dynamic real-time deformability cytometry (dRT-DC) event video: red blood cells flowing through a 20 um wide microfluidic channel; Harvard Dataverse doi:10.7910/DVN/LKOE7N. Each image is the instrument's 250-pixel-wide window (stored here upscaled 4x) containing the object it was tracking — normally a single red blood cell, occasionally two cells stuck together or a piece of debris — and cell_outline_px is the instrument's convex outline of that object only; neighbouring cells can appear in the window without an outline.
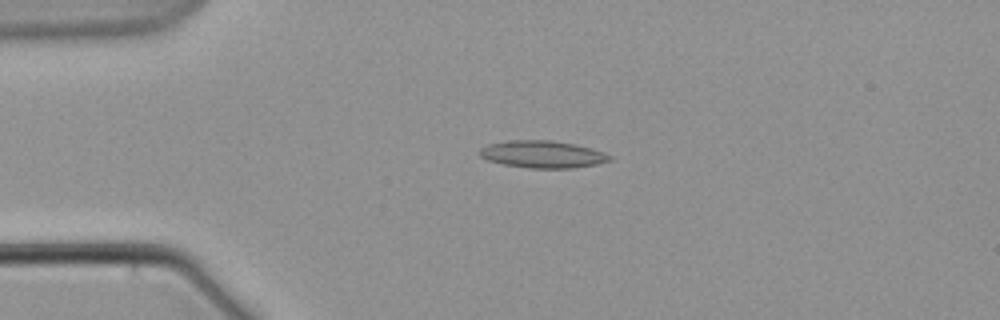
{"species": "common noctule bat (a hibernating species)", "species_latin": "Nyctalus noctula", "temperature_condition": "warm", "stored_images_in_passage": 3, "camera_frame_rate_fps": 3000, "um_per_image_px": 0.085, "animal": {"sex": "male", "body_mass_g": 21.5, "forearm_length_mm": 52.0}, "frame": {"image": 1, "passage_image": 2, "time_ms": 1.0, "image_size_px": [1000, 320], "cell_outline_px": [[612, 160], [596, 164], [572, 168], [528, 168], [504, 164], [488, 160], [480, 156], [480, 148], [488, 144], [504, 140], [552, 140], [576, 144], [592, 148], [604, 152], [612, 156]], "centroid_in_image_um": [46.13, 13.1], "position_along_channel_um": 38.9, "area_um2": 20.75}}